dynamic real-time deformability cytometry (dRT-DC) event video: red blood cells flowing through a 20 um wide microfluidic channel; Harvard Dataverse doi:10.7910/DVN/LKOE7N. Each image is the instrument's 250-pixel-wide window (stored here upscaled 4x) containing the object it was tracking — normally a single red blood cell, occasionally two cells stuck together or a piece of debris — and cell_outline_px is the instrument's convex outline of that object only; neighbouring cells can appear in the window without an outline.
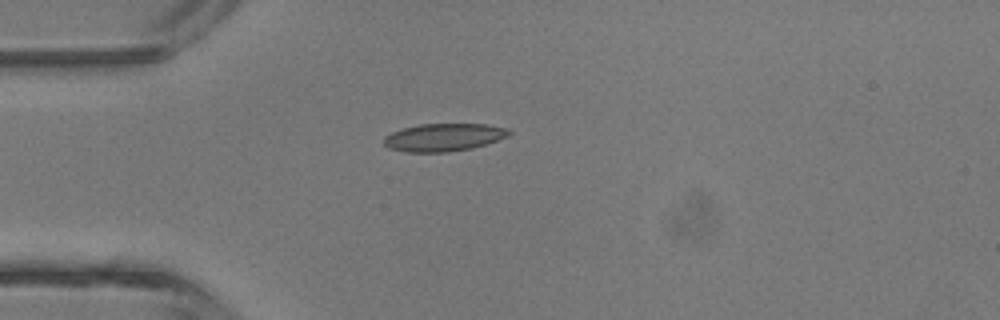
{"species": "common noctule bat (a hibernating species)", "species_latin": "Nyctalus noctula", "temperature_condition": "room temperature", "stored_images_in_passage": 2, "camera_frame_rate_fps": 3000, "um_per_image_px": 0.085, "animal": {"sex": "male", "body_mass_g": 13.3}, "frame": {"image": 1, "passage_image": 1, "time_ms": 0.0, "image_size_px": [1000, 320], "cell_outline_px": [[512, 132], [508, 136], [472, 148], [448, 152], [404, 152], [388, 148], [384, 144], [384, 136], [392, 132], [404, 128], [420, 124], [484, 124], [508, 128]], "centroid_in_image_um": [37.69, 11.67], "position_along_channel_um": 47.3, "area_um2": 20.17}}
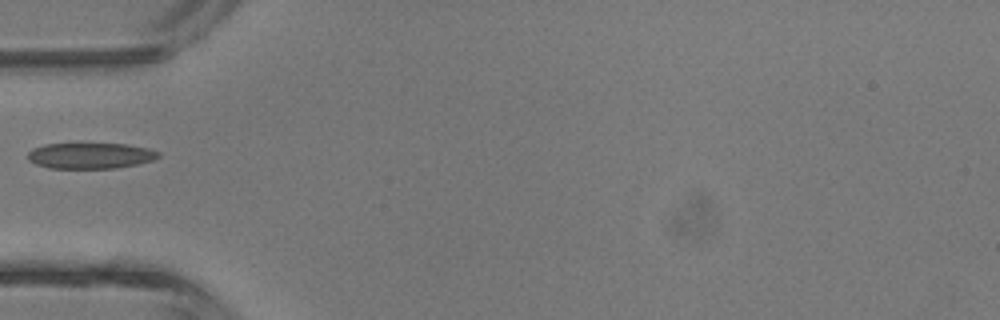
{"frame": {"image": 2, "passage_image": 2, "time_ms": 1.0, "image_size_px": [1000, 320], "cell_outline_px": [[160, 156], [152, 160], [136, 164], [116, 168], [48, 168], [36, 164], [28, 160], [28, 152], [32, 148], [44, 144], [128, 144], [148, 148], [160, 152]], "centroid_in_image_um": [7.67, 13.23], "position_along_channel_um": 77.3, "area_um2": 19.65}}